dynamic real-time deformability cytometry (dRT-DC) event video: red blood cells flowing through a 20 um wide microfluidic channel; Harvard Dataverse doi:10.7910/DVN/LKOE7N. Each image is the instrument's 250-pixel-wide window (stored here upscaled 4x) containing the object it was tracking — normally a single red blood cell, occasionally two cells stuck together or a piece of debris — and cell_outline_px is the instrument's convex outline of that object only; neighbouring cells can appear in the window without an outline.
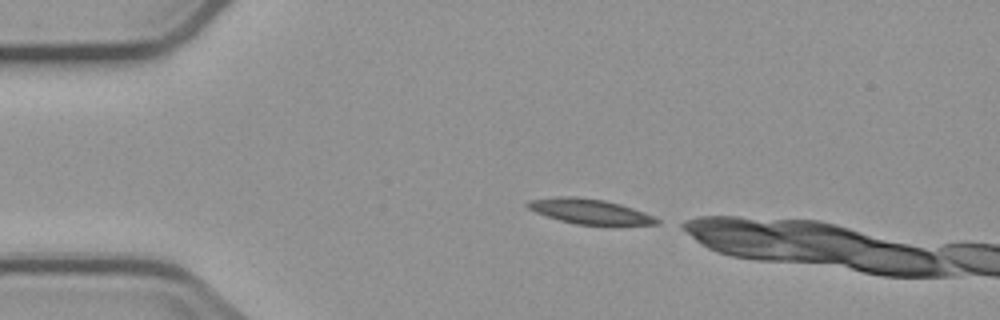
{"species": "common noctule bat (a hibernating species)", "species_latin": "Nyctalus noctula", "temperature_condition": "cold", "stored_images_in_passage": 3, "camera_frame_rate_fps": 3000, "um_per_image_px": 0.085, "animal": {"sex": "male", "body_mass_g": 23.1, "forearm_length_mm": 52.7}, "frame": {"image": 1, "passage_image": 1, "time_ms": 0.0, "image_size_px": [1000, 320], "cell_outline_px": [[660, 224], [576, 224], [560, 220], [536, 212], [528, 208], [524, 204], [528, 200], [552, 196], [576, 196], [604, 200], [620, 204], [644, 212], [660, 220]], "centroid_in_image_um": [50.06, 17.94], "position_along_channel_um": 34.9, "area_um2": 18.55}}